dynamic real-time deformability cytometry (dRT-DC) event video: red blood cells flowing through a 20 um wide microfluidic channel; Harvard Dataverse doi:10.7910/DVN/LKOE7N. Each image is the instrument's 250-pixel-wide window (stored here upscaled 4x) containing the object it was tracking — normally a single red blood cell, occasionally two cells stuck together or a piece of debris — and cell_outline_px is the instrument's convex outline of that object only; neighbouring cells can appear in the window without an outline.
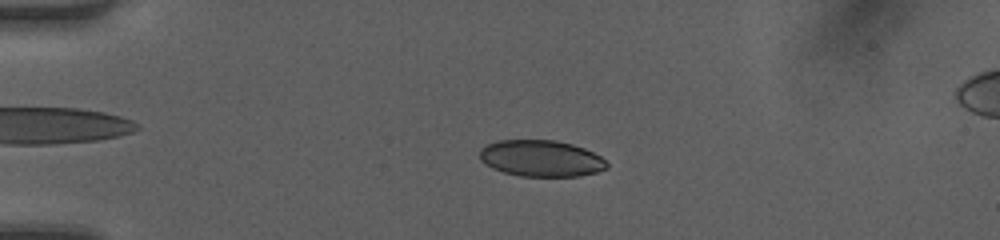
{"species": "human", "species_latin": "Homo sapiens", "temperature_condition": "room temperature", "stored_images_in_passage": 49, "camera_frame_rate_fps": 3000, "um_per_image_px": 0.085, "donor": {"sex": "female"}, "frame": {"image": 1, "passage_image": 12, "time_ms": 3.667, "image_size_px": [1000, 240], "cell_outline_px": [[608, 168], [596, 172], [580, 176], [520, 176], [504, 172], [492, 168], [480, 160], [480, 148], [488, 144], [500, 140], [556, 140], [572, 144], [584, 148], [600, 156], [608, 164]], "centroid_in_image_um": [45.99, 13.46], "position_along_channel_um": 39.0, "area_um2": 26.93}}
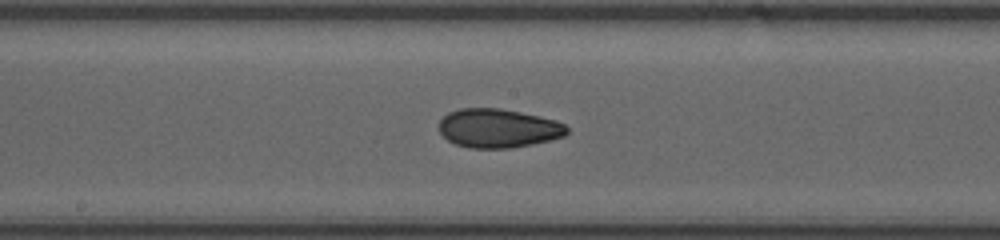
{"frame": {"image": 2, "passage_image": 27, "time_ms": 8.667, "image_size_px": [1000, 240], "cell_outline_px": [[568, 132], [564, 136], [532, 144], [512, 148], [468, 148], [456, 144], [448, 140], [440, 132], [440, 120], [448, 112], [460, 108], [500, 108], [540, 116], [556, 120], [564, 124], [568, 128]], "centroid_in_image_um": [42.35, 10.9], "position_along_channel_um": 205.9, "area_um2": 28.96}}
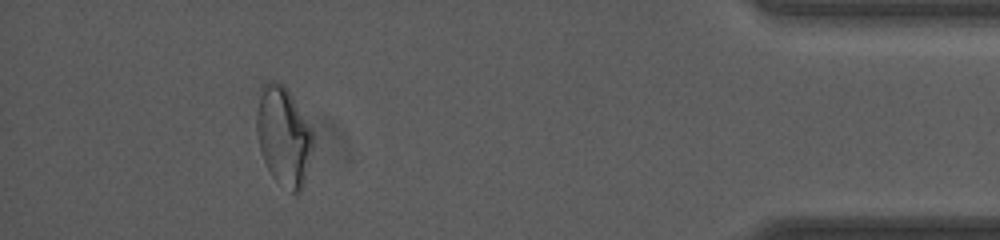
{"frame": {"image": 3, "passage_image": 45, "time_ms": 14.667, "image_size_px": [1000, 240], "cell_outline_px": [[312, 148], [304, 184], [300, 192], [292, 192], [276, 180], [272, 176], [260, 152], [256, 128], [256, 112], [260, 84], [264, 80], [280, 80], [284, 84], [292, 96], [312, 132]], "centroid_in_image_um": [24.05, 11.49], "position_along_channel_um": 411.1, "area_um2": 32.54}, "authors_computed_cell_mechanics": {"area_um2": 28.5532, "velocity_mm_per_s": 4.2498, "shape_relaxation_time_tau1_ms": 9.8976, "shape_relaxation_time_tau2_ms": 2.7431, "deformation_change_tau1": 0.1847, "deformation_change_tau2": 0.084}}